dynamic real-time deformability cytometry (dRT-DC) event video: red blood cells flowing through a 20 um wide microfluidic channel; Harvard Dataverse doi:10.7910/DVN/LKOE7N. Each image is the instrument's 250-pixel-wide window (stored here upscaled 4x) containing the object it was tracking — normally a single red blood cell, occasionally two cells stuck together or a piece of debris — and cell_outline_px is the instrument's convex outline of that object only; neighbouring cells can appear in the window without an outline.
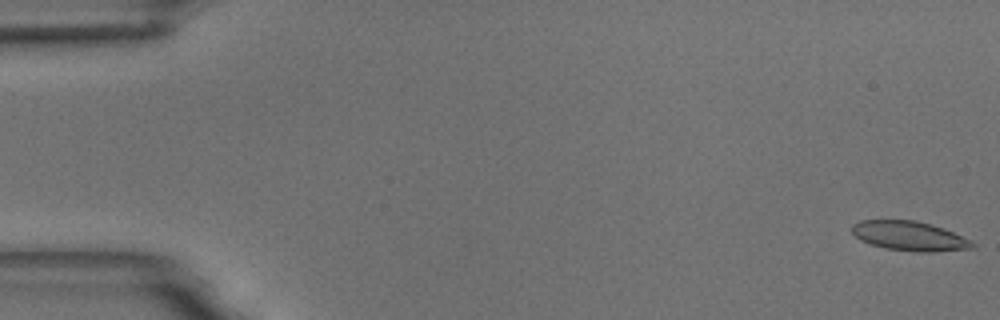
{"species": "common noctule bat (a hibernating species)", "species_latin": "Nyctalus noctula", "temperature_condition": "room temperature", "stored_images_in_passage": 22, "camera_frame_rate_fps": 3000, "um_per_image_px": 0.085, "animal": {"sex": "male", "body_mass_g": 18.8}, "frame": {"image": 1, "passage_image": 1, "time_ms": 0.0, "image_size_px": [1000, 320], "cell_outline_px": [[976, 248], [932, 252], [916, 252], [884, 248], [868, 244], [860, 240], [852, 232], [852, 224], [860, 220], [916, 220], [944, 228], [972, 240], [976, 244]], "centroid_in_image_um": [77.33, 20.07], "position_along_channel_um": 7.7, "area_um2": 20.98}}
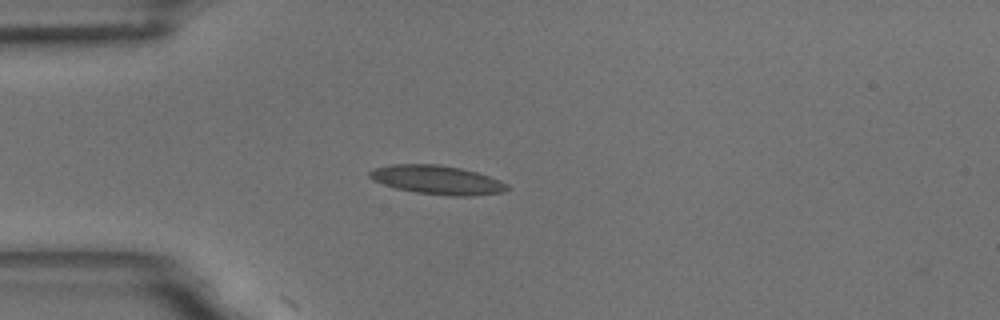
{"frame": {"image": 2, "passage_image": 15, "time_ms": 4.667, "image_size_px": [1000, 320], "cell_outline_px": [[512, 188], [504, 192], [472, 196], [452, 196], [416, 192], [396, 188], [372, 180], [368, 176], [368, 172], [376, 168], [392, 164], [440, 164], [460, 168], [476, 172], [500, 180], [508, 184]], "centroid_in_image_um": [37.19, 15.29], "position_along_channel_um": 47.8, "area_um2": 23.18}}
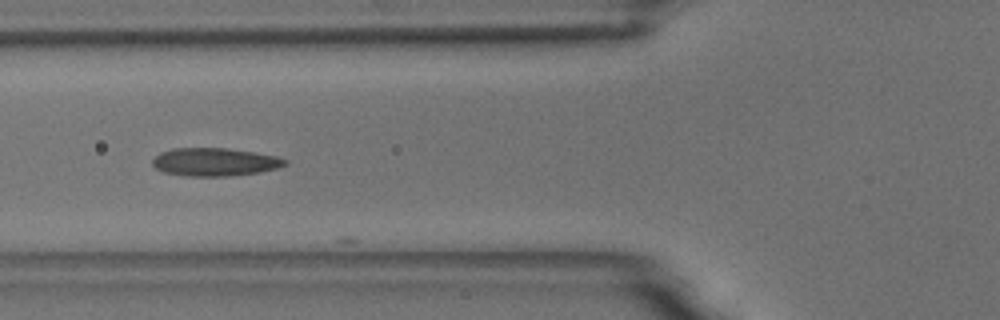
{"frame": {"image": 3, "passage_image": 21, "time_ms": 6.667, "image_size_px": [1000, 320], "cell_outline_px": [[288, 164], [276, 168], [260, 172], [228, 176], [184, 176], [164, 172], [156, 168], [152, 164], [152, 160], [160, 152], [172, 148], [224, 148], [252, 152], [276, 156], [288, 160]], "centroid_in_image_um": [18.24, 13.77], "position_along_channel_um": 107.6, "area_um2": 21.62}}